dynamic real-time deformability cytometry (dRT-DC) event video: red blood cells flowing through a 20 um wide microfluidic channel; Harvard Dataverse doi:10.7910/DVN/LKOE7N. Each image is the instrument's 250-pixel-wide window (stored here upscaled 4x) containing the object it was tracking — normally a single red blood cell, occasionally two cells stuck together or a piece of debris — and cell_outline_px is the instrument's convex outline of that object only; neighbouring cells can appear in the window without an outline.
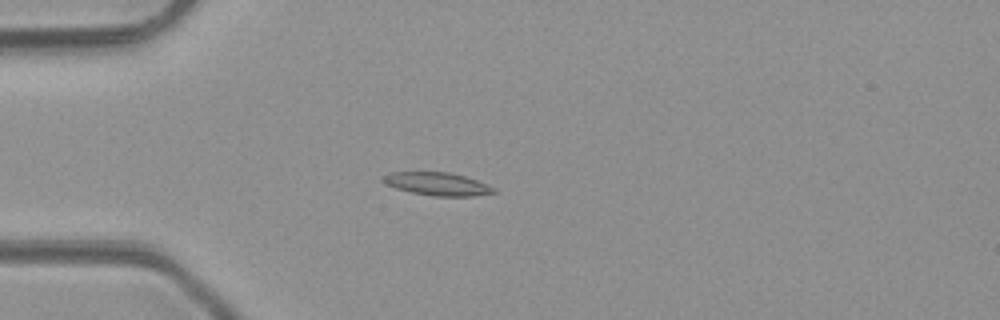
{"species": "common noctule bat (a hibernating species)", "species_latin": "Nyctalus noctula", "temperature_condition": "room temperature", "stored_images_in_passage": 5, "camera_frame_rate_fps": 3000, "um_per_image_px": 0.085, "animal": {"sex": "male", "body_mass_g": 23.1, "forearm_length_mm": 52.7}, "frame": {"image": 1, "passage_image": 5, "time_ms": 4.333, "image_size_px": [1000, 320], "cell_outline_px": [[496, 192], [472, 196], [432, 196], [412, 192], [396, 188], [380, 180], [380, 176], [388, 172], [448, 172], [464, 176], [488, 184], [496, 188]], "centroid_in_image_um": [37.15, 15.63], "position_along_channel_um": 47.9, "area_um2": 14.85}}